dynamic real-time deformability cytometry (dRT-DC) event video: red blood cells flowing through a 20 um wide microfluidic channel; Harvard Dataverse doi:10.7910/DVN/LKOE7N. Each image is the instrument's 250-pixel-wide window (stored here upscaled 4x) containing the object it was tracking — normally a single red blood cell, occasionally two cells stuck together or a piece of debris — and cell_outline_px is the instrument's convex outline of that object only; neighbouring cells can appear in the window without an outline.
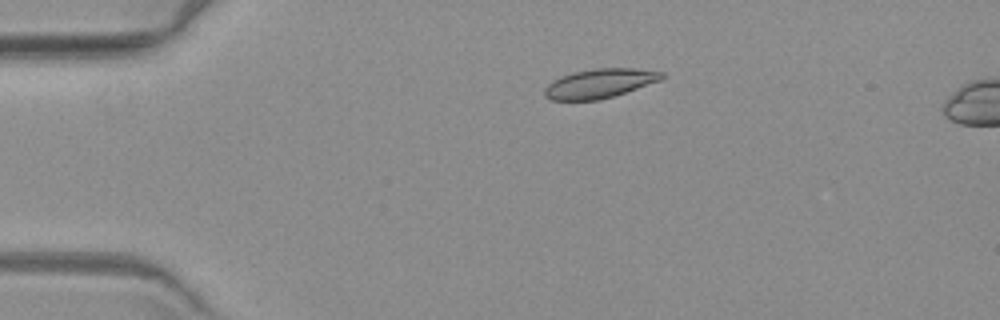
{"species": "common noctule bat (a hibernating species)", "species_latin": "Nyctalus noctula", "temperature_condition": "warm", "stored_images_in_passage": 7, "camera_frame_rate_fps": 3000, "um_per_image_px": 0.085, "animal": {"sex": "female", "body_mass_g": 19.3, "forearm_length_mm": 54.1}, "frame": {"image": 1, "passage_image": 4, "time_ms": 3.667, "image_size_px": [1000, 320], "cell_outline_px": [[664, 76], [660, 80], [600, 100], [552, 100], [544, 96], [544, 88], [552, 80], [560, 76], [572, 72], [592, 68], [636, 68], [664, 72]], "centroid_in_image_um": [50.92, 7.08], "position_along_channel_um": 34.1, "area_um2": 19.94}}
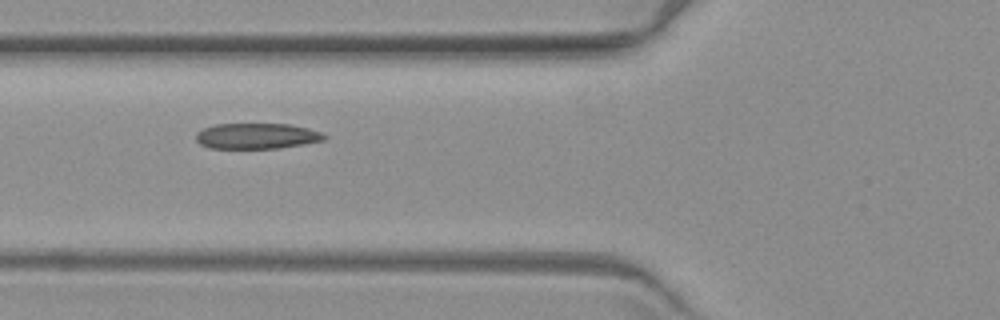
{"frame": {"image": 2, "passage_image": 6, "time_ms": 7.0, "image_size_px": [1000, 320], "cell_outline_px": [[328, 136], [324, 140], [304, 144], [280, 148], [208, 148], [200, 144], [196, 140], [196, 132], [204, 128], [216, 124], [288, 124], [308, 128], [320, 132]], "centroid_in_image_um": [21.82, 11.56], "position_along_channel_um": 104.0, "area_um2": 19.19}}
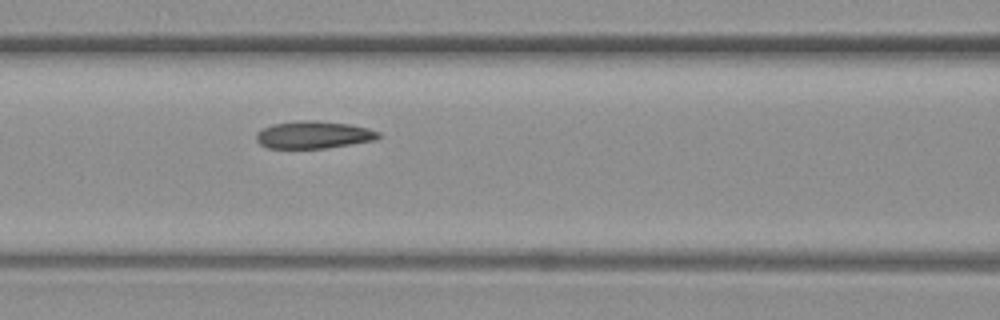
{"frame": {"image": 3, "passage_image": 7, "time_ms": 8.0, "image_size_px": [1000, 320], "cell_outline_px": [[380, 136], [376, 140], [324, 148], [268, 148], [260, 144], [256, 140], [256, 132], [272, 124], [300, 120], [316, 120], [348, 124], [368, 128], [380, 132]], "centroid_in_image_um": [26.64, 11.45], "position_along_channel_um": 140.0, "area_um2": 19.48}}